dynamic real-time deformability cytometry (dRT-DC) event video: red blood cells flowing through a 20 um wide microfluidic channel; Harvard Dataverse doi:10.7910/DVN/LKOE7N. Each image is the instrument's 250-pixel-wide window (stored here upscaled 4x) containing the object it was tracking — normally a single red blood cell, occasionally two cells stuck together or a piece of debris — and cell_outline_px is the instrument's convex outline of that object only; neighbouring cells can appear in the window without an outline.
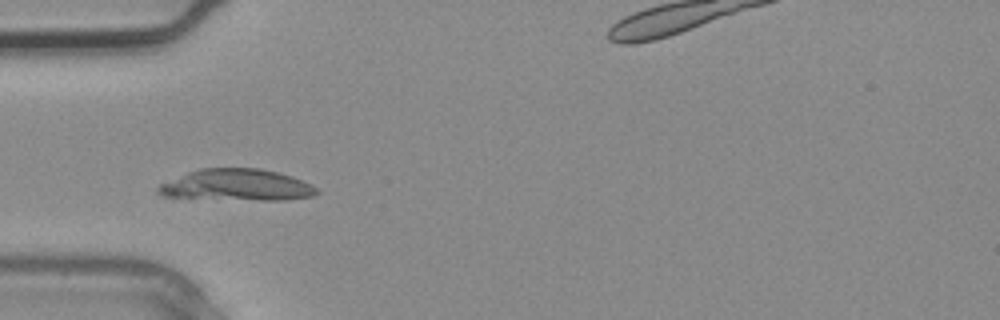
{"species": "common noctule bat (a hibernating species)", "species_latin": "Nyctalus noctula", "temperature_condition": "warm", "stored_images_in_passage": 2, "camera_frame_rate_fps": 3000, "um_per_image_px": 0.085, "animal": {"sex": "male", "body_mass_g": 20.4}, "frame": {"image": 1, "passage_image": 2, "time_ms": 0.333, "image_size_px": [1000, 320], "cell_outline_px": [[320, 192], [312, 196], [284, 200], [260, 200], [164, 196], [156, 192], [156, 188], [160, 184], [188, 172], [200, 168], [260, 168], [280, 172], [292, 176], [312, 184]], "centroid_in_image_um": [20.17, 15.72], "position_along_channel_um": 64.8, "area_um2": 29.02}}